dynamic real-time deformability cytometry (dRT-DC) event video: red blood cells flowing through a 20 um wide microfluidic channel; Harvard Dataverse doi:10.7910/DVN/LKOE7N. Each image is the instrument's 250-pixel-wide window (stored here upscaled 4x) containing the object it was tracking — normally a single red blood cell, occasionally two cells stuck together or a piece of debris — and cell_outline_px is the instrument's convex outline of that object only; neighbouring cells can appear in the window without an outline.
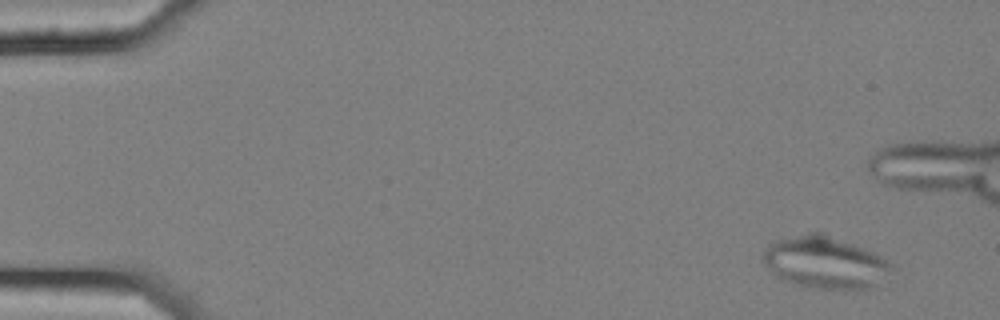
{"species": "common noctule bat (a hibernating species)", "species_latin": "Nyctalus noctula", "temperature_condition": "cold", "stored_images_in_passage": 3, "camera_frame_rate_fps": 3000, "um_per_image_px": 0.085, "animal": {"sex": "female", "body_mass_g": 25.1}, "frame": {"image": 1, "passage_image": 1, "time_ms": 0.0, "image_size_px": [1000, 320], "cell_outline_px": [[892, 268], [868, 288], [844, 292], [812, 288], [780, 280], [764, 264], [760, 256], [776, 240], [808, 232], [824, 232], [872, 252], [888, 260], [892, 264]], "centroid_in_image_um": [70.07, 22.33], "position_along_channel_um": 14.9, "area_um2": 39.02}}